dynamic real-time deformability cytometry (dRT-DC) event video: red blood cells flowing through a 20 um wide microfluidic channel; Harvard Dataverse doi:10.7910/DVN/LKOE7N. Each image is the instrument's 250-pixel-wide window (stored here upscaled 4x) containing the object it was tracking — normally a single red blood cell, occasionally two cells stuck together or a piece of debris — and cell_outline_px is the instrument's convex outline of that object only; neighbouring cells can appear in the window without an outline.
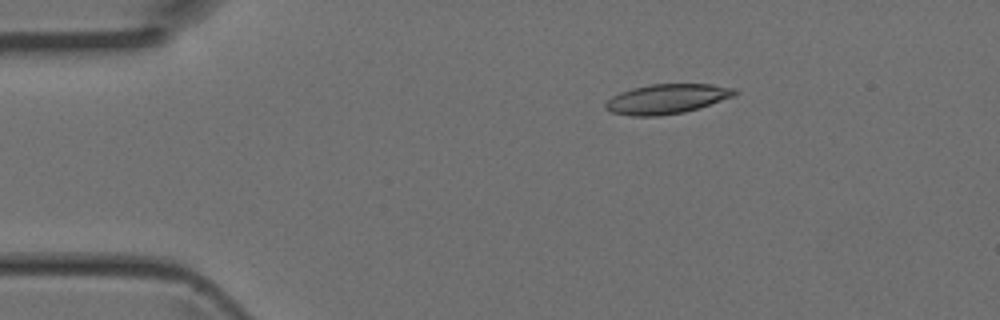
{"species": "Egyptian fruit bat (a non-hibernating species)", "species_latin": "Rousettus aegyptiacus", "temperature_condition": "room temperature", "stored_images_in_passage": 4, "camera_frame_rate_fps": 3000, "um_per_image_px": 0.085, "animal": {"sex": "female"}, "frame": {"image": 1, "passage_image": 2, "time_ms": 0.333, "image_size_px": [1000, 320], "cell_outline_px": [[740, 92], [736, 96], [700, 108], [684, 112], [660, 116], [632, 116], [612, 112], [604, 108], [604, 104], [612, 96], [620, 92], [632, 88], [652, 84], [712, 84], [736, 88]], "centroid_in_image_um": [56.74, 8.41], "position_along_channel_um": 28.3, "area_um2": 22.66}}